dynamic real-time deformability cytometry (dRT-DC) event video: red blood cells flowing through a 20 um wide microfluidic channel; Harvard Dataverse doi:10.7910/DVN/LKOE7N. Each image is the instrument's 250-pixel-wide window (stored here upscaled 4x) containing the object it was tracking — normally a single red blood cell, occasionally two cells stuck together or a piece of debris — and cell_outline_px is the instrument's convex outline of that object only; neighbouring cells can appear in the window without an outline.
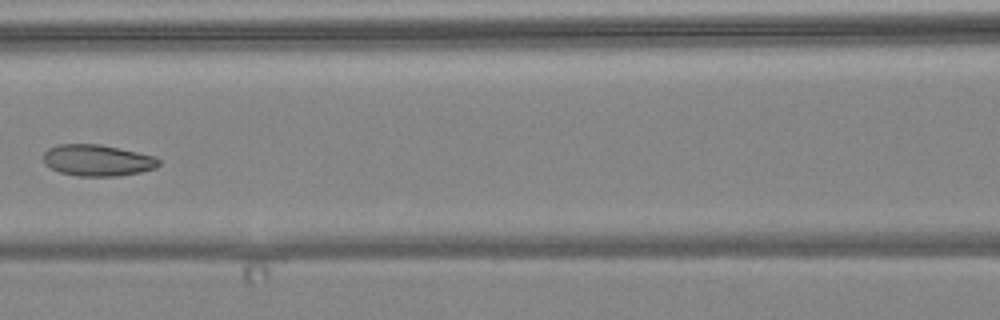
{"species": "common noctule bat (a hibernating species)", "species_latin": "Nyctalus noctula", "temperature_condition": "warm", "stored_images_in_passage": 7, "camera_frame_rate_fps": 3000, "um_per_image_px": 0.085, "animal": {"sex": "female", "body_mass_g": 24.6, "forearm_length_mm": 56.2}, "frame": {"image": 1, "passage_image": 7, "time_ms": 7.333, "image_size_px": [1000, 320], "cell_outline_px": [[160, 164], [156, 168], [140, 172], [120, 176], [76, 176], [60, 172], [44, 164], [44, 152], [48, 148], [56, 144], [100, 144], [120, 148], [156, 156], [160, 160]], "centroid_in_image_um": [8.3, 13.62], "position_along_channel_um": 158.3, "area_um2": 21.33}}